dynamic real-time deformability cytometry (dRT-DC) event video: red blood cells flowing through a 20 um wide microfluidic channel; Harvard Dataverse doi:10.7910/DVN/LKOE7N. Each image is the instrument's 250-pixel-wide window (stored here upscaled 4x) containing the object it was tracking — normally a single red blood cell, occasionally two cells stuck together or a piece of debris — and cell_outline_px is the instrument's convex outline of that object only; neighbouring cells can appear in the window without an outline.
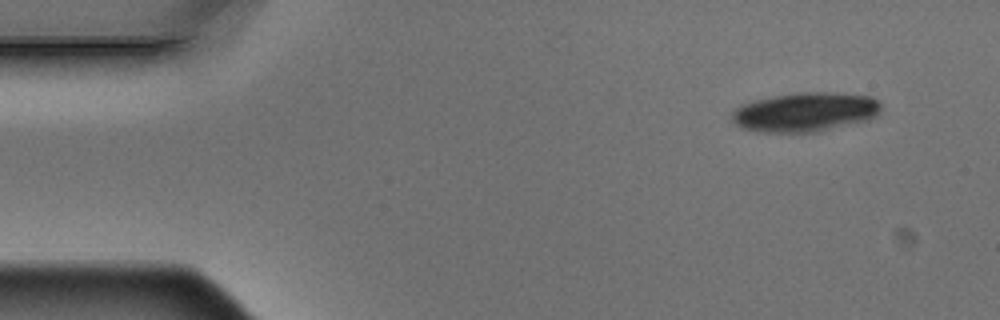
{"species": "Egyptian fruit bat (a non-hibernating species)", "species_latin": "Rousettus aegyptiacus", "temperature_condition": "warm", "stored_images_in_passage": 3, "camera_frame_rate_fps": 3000, "um_per_image_px": 0.085, "animal": {"sex": "male"}, "frame": {"image": 1, "passage_image": 1, "time_ms": 0.0, "image_size_px": [1000, 320], "cell_outline_px": [[880, 112], [876, 116], [868, 120], [820, 132], [760, 132], [740, 128], [732, 120], [732, 112], [740, 104], [756, 100], [776, 96], [804, 92], [836, 92], [872, 96], [880, 100]], "centroid_in_image_um": [68.48, 9.53], "position_along_channel_um": 16.5, "area_um2": 34.39}}